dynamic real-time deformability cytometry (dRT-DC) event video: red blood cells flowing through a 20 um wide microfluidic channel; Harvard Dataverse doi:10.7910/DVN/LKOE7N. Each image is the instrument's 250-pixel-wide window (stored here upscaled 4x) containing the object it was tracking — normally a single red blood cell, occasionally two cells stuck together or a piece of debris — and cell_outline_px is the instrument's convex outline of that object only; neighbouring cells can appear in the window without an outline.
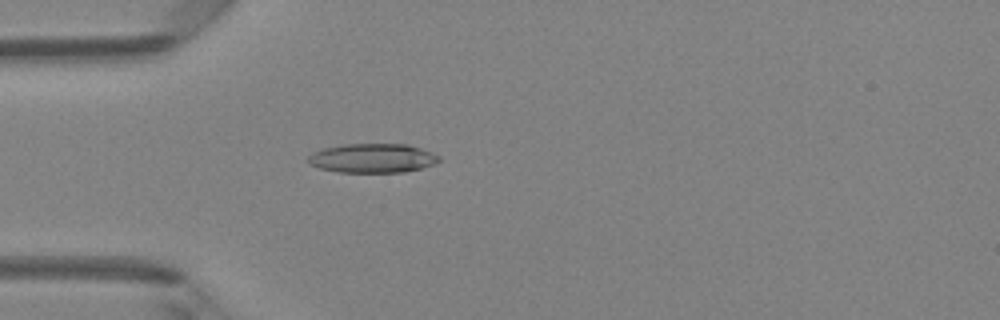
{"species": "Egyptian fruit bat (a non-hibernating species)", "species_latin": "Rousettus aegyptiacus", "temperature_condition": "room temperature", "stored_images_in_passage": 47, "camera_frame_rate_fps": 3000, "um_per_image_px": 0.085, "animal": {"sex": "female"}, "frame": {"image": 1, "passage_image": 13, "time_ms": 4.0, "image_size_px": [1000, 320], "cell_outline_px": [[440, 160], [432, 164], [420, 168], [404, 172], [340, 172], [320, 168], [308, 164], [308, 156], [312, 152], [320, 148], [344, 144], [408, 144], [432, 152], [440, 156]], "centroid_in_image_um": [31.62, 13.43], "position_along_channel_um": 53.4, "area_um2": 22.31}}
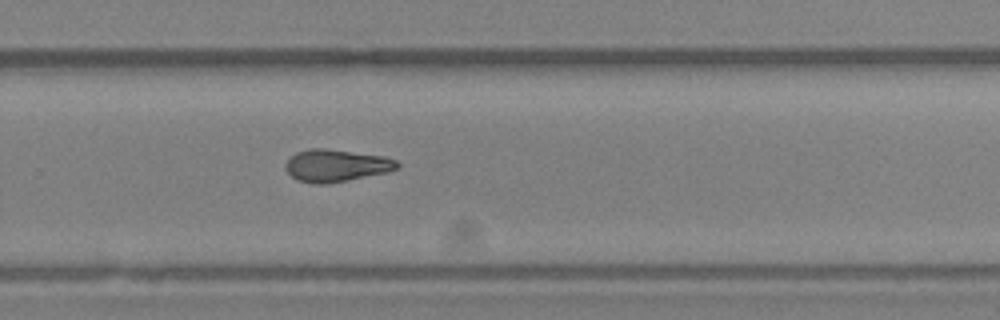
{"frame": {"image": 2, "passage_image": 31, "time_ms": 10.0, "image_size_px": [1000, 320], "cell_outline_px": [[400, 168], [388, 172], [328, 184], [316, 184], [296, 180], [284, 168], [284, 164], [296, 152], [312, 148], [324, 148], [384, 156], [396, 160], [400, 164]], "centroid_in_image_um": [28.58, 14.08], "position_along_channel_um": 301.2, "area_um2": 21.1}}
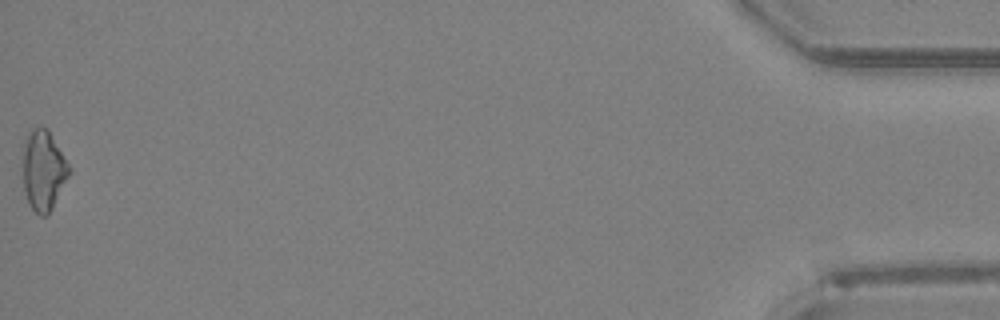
{"frame": {"image": 3, "passage_image": 47, "time_ms": 15.333, "image_size_px": [1000, 320], "cell_outline_px": [[72, 172], [52, 208], [44, 216], [40, 216], [28, 204], [24, 192], [24, 140], [32, 128], [48, 128], [72, 168]], "centroid_in_image_um": [3.73, 14.48], "position_along_channel_um": 431.5, "area_um2": 21.68}, "authors_computed_cell_mechanics": {"area_um2": 20.9236, "velocity_mm_per_s": 4.279, "shape_relaxation_time_tau1_ms": null, "shape_relaxation_time_tau2_ms": 3.391, "deformation_change_tau1": null, "deformation_change_tau2": 0.1196}}